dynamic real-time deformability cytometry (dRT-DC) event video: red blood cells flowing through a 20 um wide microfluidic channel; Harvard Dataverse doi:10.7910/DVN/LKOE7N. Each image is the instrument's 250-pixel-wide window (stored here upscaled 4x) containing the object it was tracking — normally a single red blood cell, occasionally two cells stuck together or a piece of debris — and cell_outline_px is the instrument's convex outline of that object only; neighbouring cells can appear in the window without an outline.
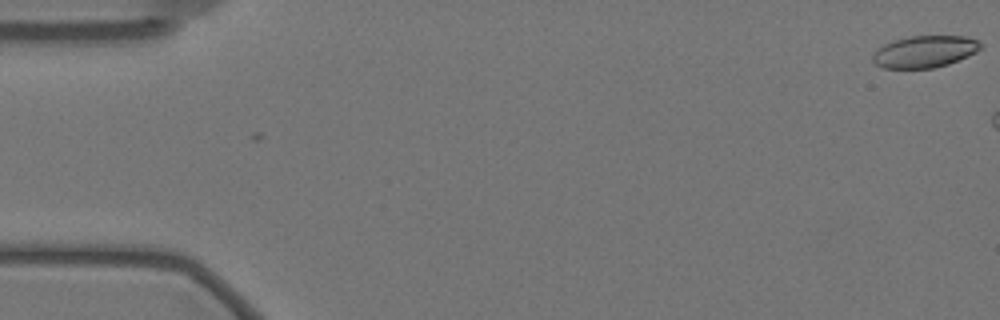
{"species": "Egyptian fruit bat (a non-hibernating species)", "species_latin": "Rousettus aegyptiacus", "temperature_condition": "warm", "stored_images_in_passage": 2, "camera_frame_rate_fps": 3000, "um_per_image_px": 0.085, "animal": {"sex": "female"}, "frame": {"image": 1, "passage_image": 2, "time_ms": 0.333, "image_size_px": [1000, 320], "cell_outline_px": [[984, 44], [976, 52], [968, 56], [948, 64], [932, 68], [884, 68], [876, 64], [872, 60], [872, 56], [884, 44], [892, 40], [912, 36], [968, 36]], "centroid_in_image_um": [78.62, 4.38], "position_along_channel_um": 6.4, "area_um2": 19.94}}